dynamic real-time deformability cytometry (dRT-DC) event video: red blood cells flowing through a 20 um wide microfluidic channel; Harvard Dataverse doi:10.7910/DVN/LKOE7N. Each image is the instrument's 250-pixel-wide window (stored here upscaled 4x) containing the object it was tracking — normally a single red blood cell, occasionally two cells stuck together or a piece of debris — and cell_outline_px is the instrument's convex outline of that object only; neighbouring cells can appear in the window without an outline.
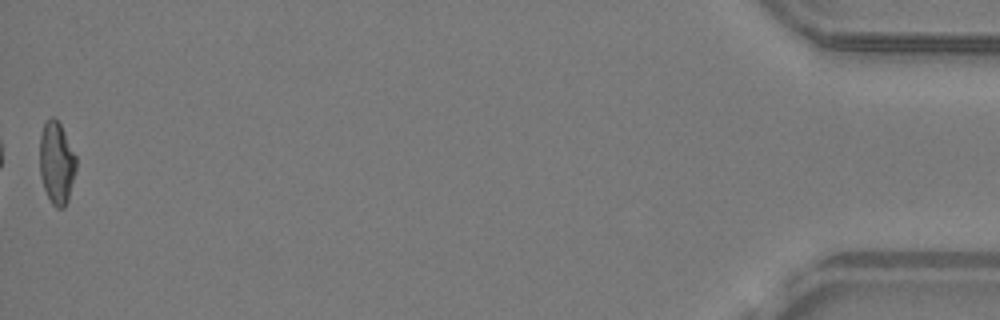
{"species": "common noctule bat (a hibernating species)", "species_latin": "Nyctalus noctula", "temperature_condition": "warm", "stored_images_in_passage": 38, "camera_frame_rate_fps": 3000, "um_per_image_px": 0.085, "animal": {"sex": "male", "body_mass_g": 19.2, "forearm_length_mm": 51.8}, "frame": {"image": 1, "passage_image": 38, "time_ms": 12.333, "image_size_px": [1000, 320], "cell_outline_px": [[76, 168], [68, 200], [64, 208], [56, 208], [52, 204], [44, 188], [40, 176], [40, 136], [44, 124], [52, 116], [60, 124], [76, 156]], "centroid_in_image_um": [4.81, 13.87], "position_along_channel_um": 430.4, "area_um2": 17.28}, "authors_computed_cell_mechanics": {"area_um2": 17.6001, "velocity_mm_per_s": 4.1743, "shape_relaxation_time_tau1_ms": null, "shape_relaxation_time_tau2_ms": 2.0728, "deformation_change_tau1": null, "deformation_change_tau2": 0.094}}